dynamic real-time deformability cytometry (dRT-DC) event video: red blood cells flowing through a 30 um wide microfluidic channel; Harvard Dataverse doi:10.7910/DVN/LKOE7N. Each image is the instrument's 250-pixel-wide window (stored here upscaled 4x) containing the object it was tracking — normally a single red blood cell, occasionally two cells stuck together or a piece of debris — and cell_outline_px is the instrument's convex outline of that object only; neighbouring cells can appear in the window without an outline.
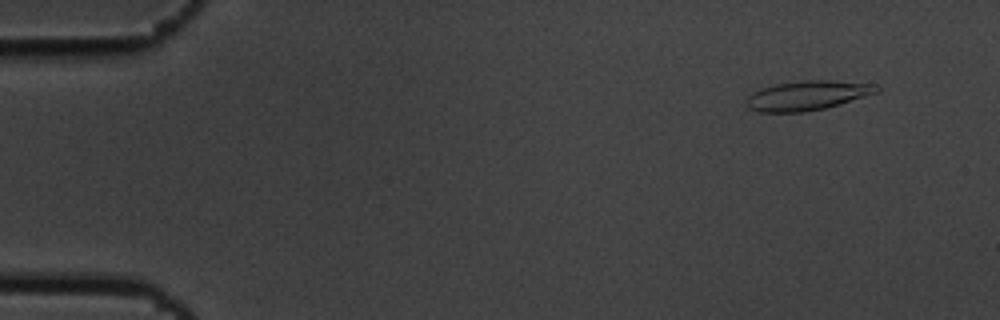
{"species": "common noctule bat (a hibernating species)", "species_latin": "Nyctalus noctula", "temperature_condition": "cold", "stored_images_in_passage": 55, "camera_frame_rate_fps": 3000, "um_per_image_px": 0.085, "animal": {"sex": "male", "body_mass_g": 19.5, "forearm_length_mm": 54.6}, "frame": {"image": 1, "passage_image": 5, "time_ms": 1.333, "image_size_px": [1000, 320], "cell_outline_px": [[880, 88], [876, 92], [840, 104], [824, 108], [804, 112], [760, 112], [748, 108], [744, 104], [748, 96], [752, 92], [760, 88], [776, 84], [804, 80], [832, 80], [872, 84]], "centroid_in_image_um": [68.54, 8.12], "position_along_channel_um": 16.5, "area_um2": 22.25}}
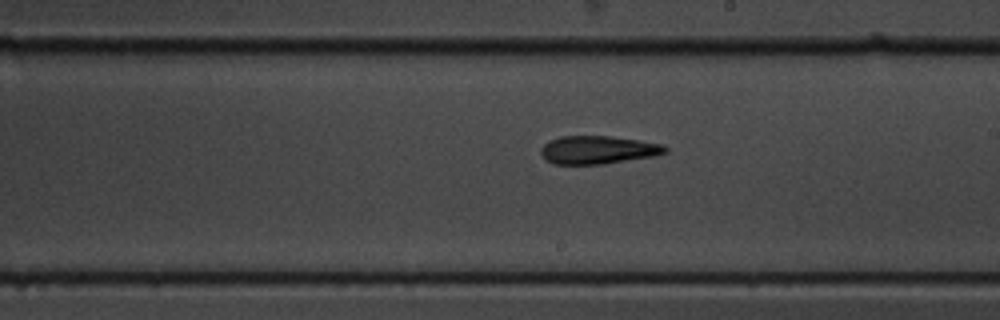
{"frame": {"image": 2, "passage_image": 32, "time_ms": 10.333, "image_size_px": [1000, 320], "cell_outline_px": [[668, 152], [656, 156], [604, 164], [552, 164], [544, 160], [540, 152], [540, 148], [548, 140], [560, 136], [608, 136], [664, 144], [668, 148]], "centroid_in_image_um": [50.81, 12.75], "position_along_channel_um": 238.2, "area_um2": 20.63}}
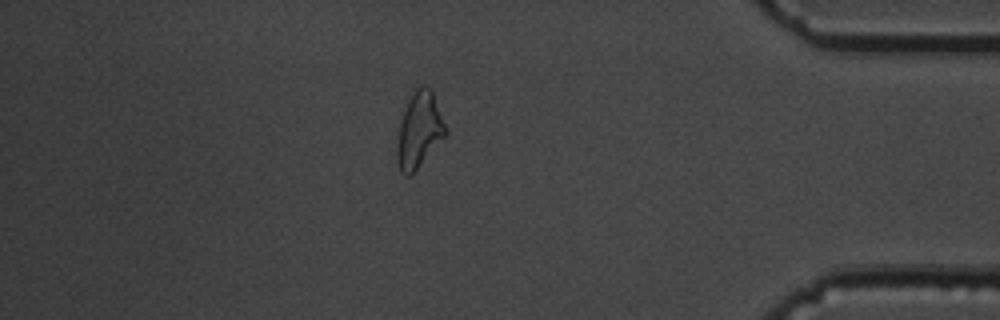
{"frame": {"image": 3, "passage_image": 48, "time_ms": 15.667, "image_size_px": [1000, 320], "cell_outline_px": [[448, 132], [416, 168], [408, 176], [404, 176], [400, 172], [396, 160], [396, 144], [400, 124], [408, 100], [416, 88], [420, 84], [424, 84], [432, 88]], "centroid_in_image_um": [35.62, 11.01], "position_along_channel_um": 399.6, "area_um2": 21.15}, "authors_computed_cell_mechanics": {"area_um2": 20.9236, "velocity_mm_per_s": 3.6509, "shape_relaxation_time_tau1_ms": 10.0382, "shape_relaxation_time_tau2_ms": 4.8887, "deformation_change_tau1": 0.221, "deformation_change_tau2": 0.1525}}